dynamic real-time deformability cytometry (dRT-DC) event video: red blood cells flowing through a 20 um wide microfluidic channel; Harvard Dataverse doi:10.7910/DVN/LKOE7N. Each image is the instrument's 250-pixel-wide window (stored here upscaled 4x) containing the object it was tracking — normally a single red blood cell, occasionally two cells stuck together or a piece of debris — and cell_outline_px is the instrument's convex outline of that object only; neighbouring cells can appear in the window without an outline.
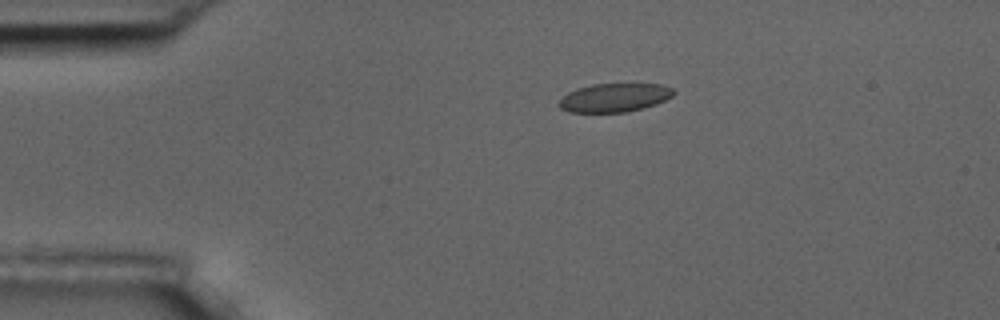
{"species": "common noctule bat (a hibernating species)", "species_latin": "Nyctalus noctula", "temperature_condition": "room temperature", "stored_images_in_passage": 4, "camera_frame_rate_fps": 3000, "um_per_image_px": 0.085, "animal": {"sex": "male", "body_mass_g": 17.5, "forearm_length_mm": 52.3}, "frame": {"image": 1, "passage_image": 2, "time_ms": 1.0, "image_size_px": [1000, 320], "cell_outline_px": [[676, 92], [672, 96], [656, 104], [644, 108], [624, 112], [568, 112], [560, 108], [560, 100], [568, 92], [576, 88], [592, 84], [660, 84], [672, 88]], "centroid_in_image_um": [52.23, 8.29], "position_along_channel_um": 32.8, "area_um2": 19.02}}
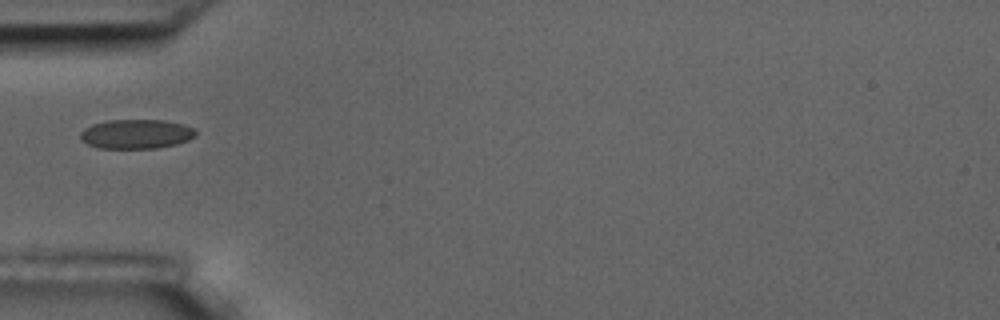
{"frame": {"image": 2, "passage_image": 4, "time_ms": 3.333, "image_size_px": [1000, 320], "cell_outline_px": [[196, 136], [188, 140], [176, 144], [156, 148], [100, 148], [88, 144], [80, 140], [80, 132], [84, 128], [92, 124], [108, 120], [164, 120], [184, 124], [196, 128]], "centroid_in_image_um": [11.59, 11.38], "position_along_channel_um": 73.4, "area_um2": 19.88}}